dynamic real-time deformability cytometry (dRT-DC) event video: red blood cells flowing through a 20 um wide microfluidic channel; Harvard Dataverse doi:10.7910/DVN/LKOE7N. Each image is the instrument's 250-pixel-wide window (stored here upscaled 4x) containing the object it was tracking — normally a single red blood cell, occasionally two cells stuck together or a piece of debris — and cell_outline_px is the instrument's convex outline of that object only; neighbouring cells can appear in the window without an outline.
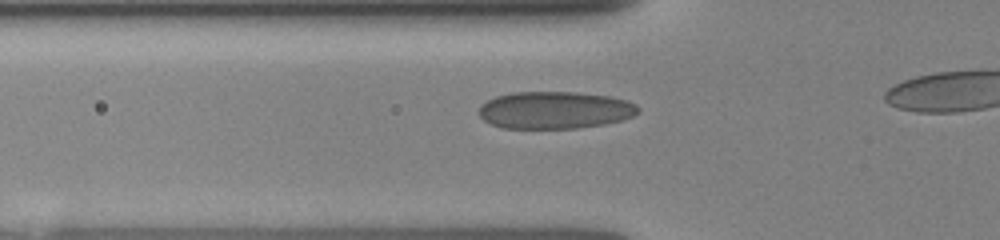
{"species": "human", "species_latin": "Homo sapiens", "temperature_condition": "room temperature", "stored_images_in_passage": 11, "segment_of_instrument_passage": [1, 2], "camera_frame_rate_fps": 3000, "um_per_image_px": 0.085, "donor": {"sex": "female"}, "frame": {"image": 1, "passage_image": 4, "time_ms": 1.667, "image_size_px": [1000, 240], "cell_outline_px": [[640, 112], [624, 120], [604, 124], [576, 128], [504, 128], [492, 124], [484, 120], [480, 116], [480, 108], [488, 100], [496, 96], [512, 92], [576, 92], [608, 96], [628, 100], [636, 104], [640, 108]], "centroid_in_image_um": [47.22, 9.35], "position_along_channel_um": 78.6, "area_um2": 34.56}}
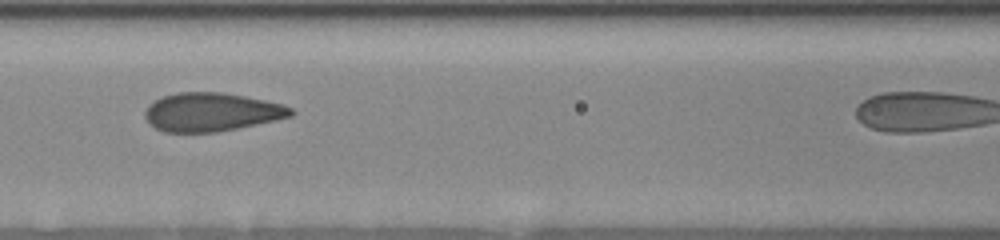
{"frame": {"image": 2, "passage_image": 7, "time_ms": 3.333, "image_size_px": [1000, 240], "cell_outline_px": [[296, 112], [292, 116], [276, 120], [216, 132], [164, 132], [148, 124], [144, 116], [144, 112], [148, 104], [152, 100], [176, 92], [224, 92], [284, 104], [292, 108]], "centroid_in_image_um": [17.95, 9.52], "position_along_channel_um": 148.7, "area_um2": 33.0}}
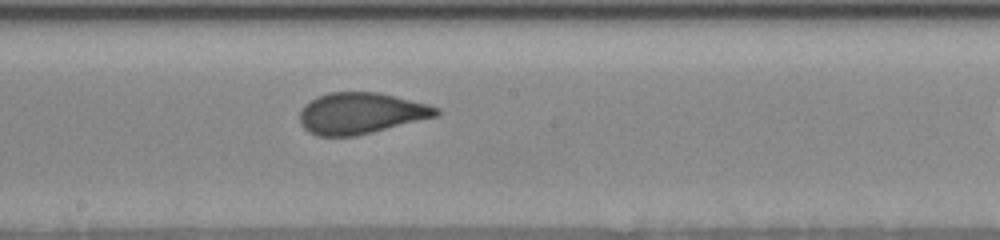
{"frame": {"image": 3, "passage_image": 10, "time_ms": 5.0, "image_size_px": [1000, 240], "cell_outline_px": [[440, 112], [436, 116], [356, 136], [316, 136], [308, 132], [300, 124], [300, 112], [304, 104], [328, 92], [380, 92], [428, 104], [440, 108]], "centroid_in_image_um": [30.65, 9.62], "position_along_channel_um": 217.5, "area_um2": 32.71}}